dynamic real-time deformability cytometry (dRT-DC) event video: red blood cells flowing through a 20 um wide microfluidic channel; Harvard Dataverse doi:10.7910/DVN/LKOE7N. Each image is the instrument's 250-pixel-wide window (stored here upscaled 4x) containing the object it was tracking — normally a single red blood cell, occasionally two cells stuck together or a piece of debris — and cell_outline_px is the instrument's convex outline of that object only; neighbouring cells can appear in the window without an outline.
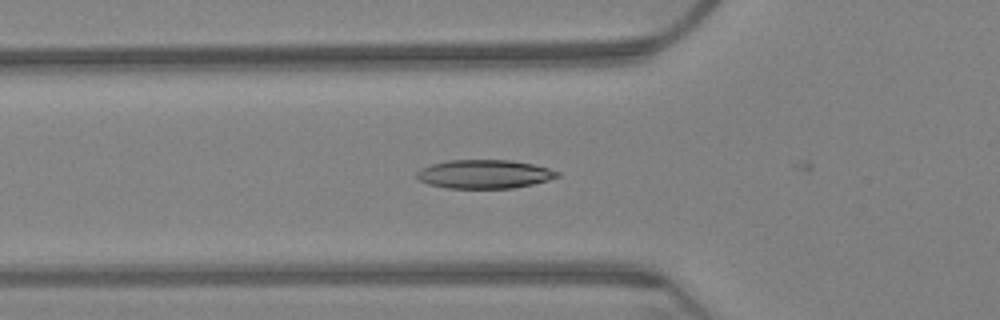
{"species": "Egyptian fruit bat (a non-hibernating species)", "species_latin": "Rousettus aegyptiacus", "temperature_condition": "warm", "stored_images_in_passage": 4, "camera_frame_rate_fps": 3000, "um_per_image_px": 0.085, "animal": {"sex": "female"}, "frame": {"image": 1, "passage_image": 2, "time_ms": 0.333, "image_size_px": [1000, 320], "cell_outline_px": [[560, 176], [548, 180], [532, 184], [512, 188], [448, 188], [428, 184], [416, 180], [416, 172], [420, 168], [432, 164], [448, 160], [508, 160], [532, 164], [548, 168], [560, 172]], "centroid_in_image_um": [41.13, 14.8], "position_along_channel_um": 84.7, "area_um2": 23.52}}